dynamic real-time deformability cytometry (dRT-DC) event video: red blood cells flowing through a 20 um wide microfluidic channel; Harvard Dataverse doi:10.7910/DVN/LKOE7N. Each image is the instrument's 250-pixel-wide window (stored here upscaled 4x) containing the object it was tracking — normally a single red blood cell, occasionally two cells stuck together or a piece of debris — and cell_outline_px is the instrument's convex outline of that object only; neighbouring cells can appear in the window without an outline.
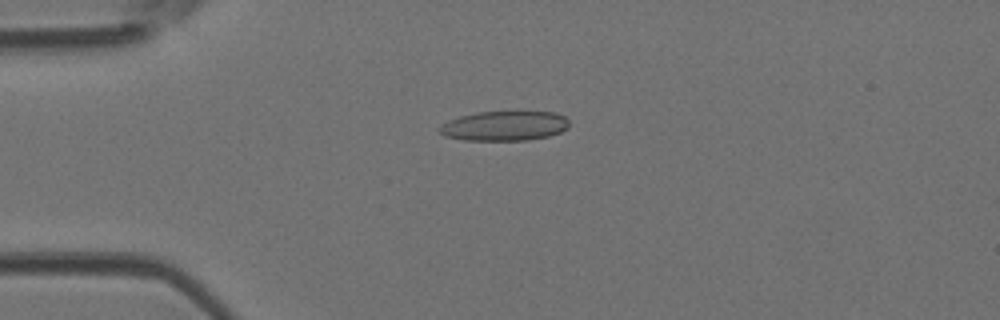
{"species": "Egyptian fruit bat (a non-hibernating species)", "species_latin": "Rousettus aegyptiacus", "temperature_condition": "room temperature", "stored_images_in_passage": 4, "camera_frame_rate_fps": 3000, "um_per_image_px": 0.085, "animal": {"sex": "female"}, "frame": {"image": 1, "passage_image": 4, "time_ms": 1.0, "image_size_px": [1000, 320], "cell_outline_px": [[568, 128], [560, 132], [548, 136], [528, 140], [464, 140], [444, 136], [440, 132], [440, 128], [448, 120], [460, 116], [476, 112], [556, 112], [564, 116], [568, 120]], "centroid_in_image_um": [42.89, 10.7], "position_along_channel_um": 42.1, "area_um2": 22.31}}